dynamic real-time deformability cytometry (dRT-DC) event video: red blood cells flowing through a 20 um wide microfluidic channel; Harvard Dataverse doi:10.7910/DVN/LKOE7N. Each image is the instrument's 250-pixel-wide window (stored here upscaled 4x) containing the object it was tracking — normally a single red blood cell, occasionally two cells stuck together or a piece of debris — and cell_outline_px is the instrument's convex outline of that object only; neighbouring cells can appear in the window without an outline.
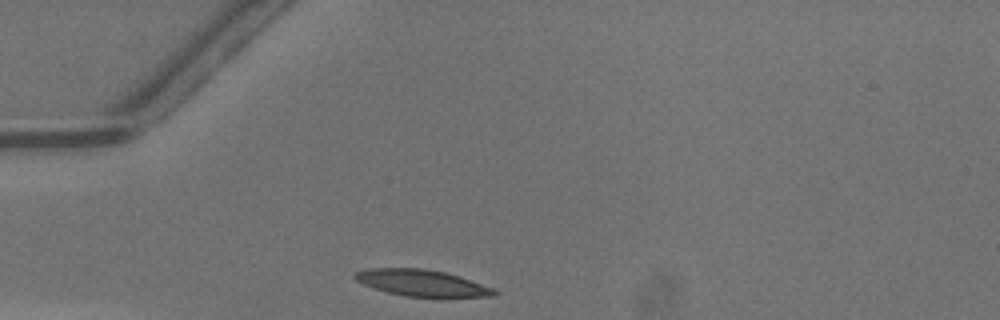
{"species": "common noctule bat (a hibernating species)", "species_latin": "Nyctalus noctula", "temperature_condition": "warm", "stored_images_in_passage": 25, "camera_frame_rate_fps": 3000, "um_per_image_px": 0.085, "animal": {"sex": "male", "body_mass_g": 13.3}, "frame": {"image": 1, "passage_image": 1, "time_ms": 0.0, "image_size_px": [1000, 320], "cell_outline_px": [[500, 292], [496, 296], [404, 296], [388, 292], [364, 284], [356, 280], [352, 276], [356, 272], [368, 268], [420, 268], [444, 272], [460, 276], [492, 288]], "centroid_in_image_um": [35.85, 24.03], "position_along_channel_um": 49.2, "area_um2": 21.04}}
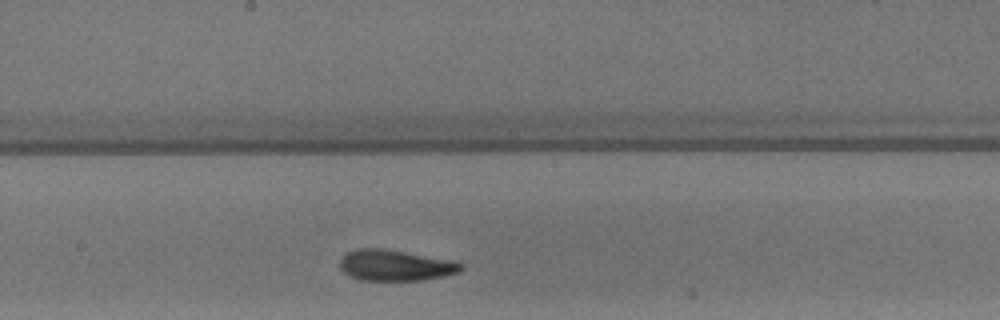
{"frame": {"image": 2, "passage_image": 14, "time_ms": 4.333, "image_size_px": [1000, 320], "cell_outline_px": [[464, 268], [460, 272], [444, 276], [424, 280], [360, 280], [344, 272], [340, 268], [340, 260], [348, 252], [356, 248], [384, 248], [456, 260], [464, 264]], "centroid_in_image_um": [33.68, 22.54], "position_along_channel_um": 214.5, "area_um2": 22.14}}
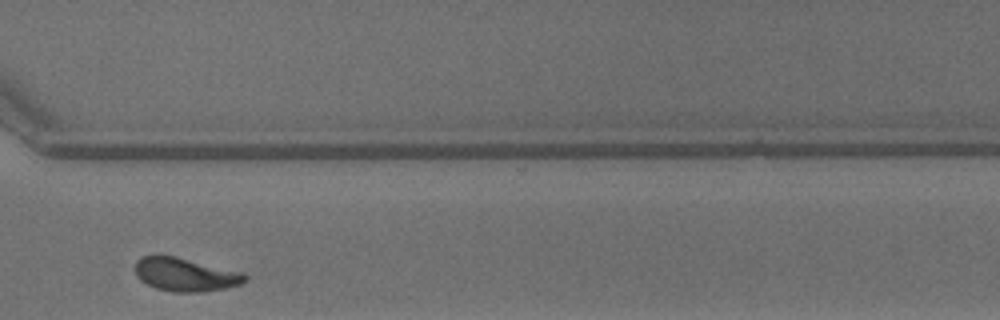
{"frame": {"image": 3, "passage_image": 24, "time_ms": 7.667, "image_size_px": [1000, 320], "cell_outline_px": [[248, 280], [240, 284], [224, 288], [200, 292], [172, 292], [156, 288], [140, 280], [136, 276], [136, 260], [140, 256], [176, 256], [244, 272], [248, 276]], "centroid_in_image_um": [15.78, 23.33], "position_along_channel_um": 354.8, "area_um2": 21.44}, "authors_computed_cell_mechanics": {"area_um2": 21.8484, "velocity_mm_per_s": 4.2205, "shape_relaxation_time_tau1_ms": 3.9722, "shape_relaxation_time_tau2_ms": 1.4325, "deformation_change_tau1": 0.1532, "deformation_change_tau2": 0.0777}}